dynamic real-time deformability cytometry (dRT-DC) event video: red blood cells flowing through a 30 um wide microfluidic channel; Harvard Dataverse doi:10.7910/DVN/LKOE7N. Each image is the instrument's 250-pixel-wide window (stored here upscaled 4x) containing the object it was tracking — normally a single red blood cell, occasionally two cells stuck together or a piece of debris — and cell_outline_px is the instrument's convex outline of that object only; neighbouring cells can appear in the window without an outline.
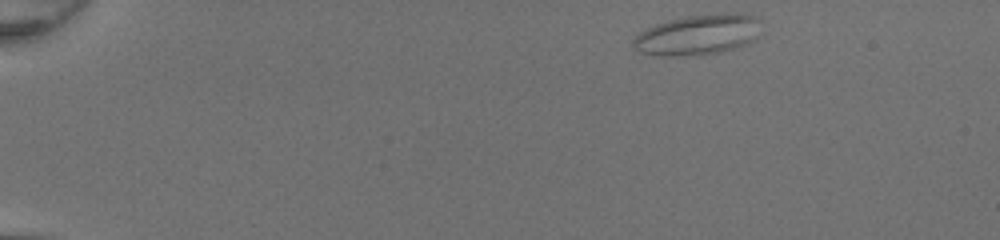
{"species": "common noctule bat (a hibernating species)", "species_latin": "Nyctalus noctula", "temperature_condition": "room temperature", "stored_images_in_passage": 44, "camera_frame_rate_fps": 3000, "um_per_image_px": 0.085, "animal": {"sex": "female", "body_mass_g": 20.0, "forearm_length_mm": 54.0}, "frame": {"image": 1, "passage_image": 1, "time_ms": 0.0, "image_size_px": [1000, 240], "cell_outline_px": [[760, 20], [756, 40], [748, 44], [720, 52], [688, 56], [652, 56], [640, 52], [632, 48], [632, 40], [640, 32], [656, 24], [668, 20], [688, 16], [732, 12], [736, 12], [752, 16]], "centroid_in_image_um": [59.3, 2.97], "position_along_channel_um": 25.7, "area_um2": 30.35}}
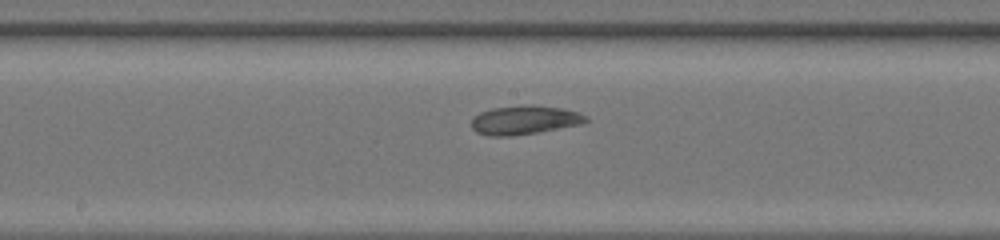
{"frame": {"image": 2, "passage_image": 22, "time_ms": 7.0, "image_size_px": [1000, 240], "cell_outline_px": [[588, 120], [584, 124], [540, 132], [508, 136], [488, 136], [476, 132], [472, 128], [472, 116], [480, 112], [492, 108], [528, 104], [532, 104], [564, 108], [580, 112], [588, 116]], "centroid_in_image_um": [44.63, 10.19], "position_along_channel_um": 203.6, "area_um2": 19.71}}
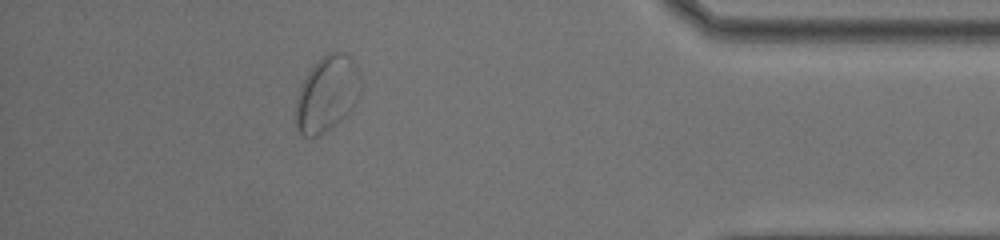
{"frame": {"image": 3, "passage_image": 39, "time_ms": 12.667, "image_size_px": [1000, 240], "cell_outline_px": [[360, 92], [352, 108], [336, 124], [324, 132], [316, 136], [304, 136], [296, 128], [296, 96], [300, 84], [308, 72], [328, 52], [344, 52], [352, 56], [360, 72]], "centroid_in_image_um": [27.8, 7.95], "position_along_channel_um": 407.4, "area_um2": 28.55}, "authors_computed_cell_mechanics": {"area_um2": 21.675, "velocity_mm_per_s": 4.186, "shape_relaxation_time_tau1_ms": null, "shape_relaxation_time_tau2_ms": 1.5248, "deformation_change_tau1": null, "deformation_change_tau2": 0.0611}}